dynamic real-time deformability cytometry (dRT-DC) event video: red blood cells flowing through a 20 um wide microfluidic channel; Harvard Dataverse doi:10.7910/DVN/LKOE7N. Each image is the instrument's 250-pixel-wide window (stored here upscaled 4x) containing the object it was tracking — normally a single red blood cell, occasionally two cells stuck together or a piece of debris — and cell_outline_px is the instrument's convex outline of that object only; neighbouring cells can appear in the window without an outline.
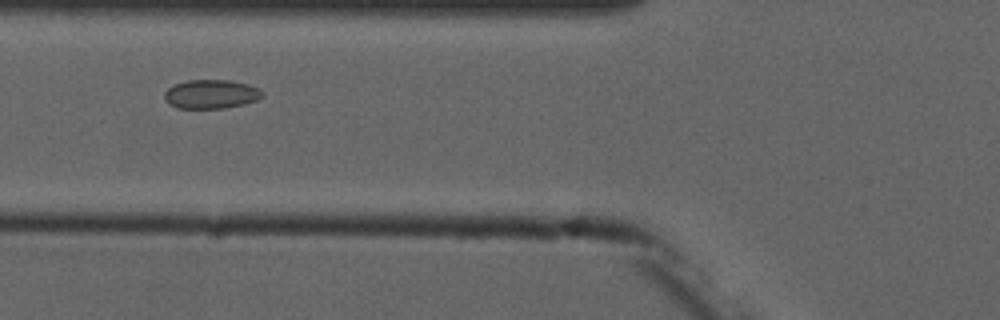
{"species": "common noctule bat (a hibernating species)", "species_latin": "Nyctalus noctula", "temperature_condition": "cold", "stored_images_in_passage": 8, "camera_frame_rate_fps": 3000, "um_per_image_px": 0.085, "animal": {"sex": "male", "forearm_length_mm": 52.5}, "frame": {"image": 1, "passage_image": 4, "time_ms": 3.667, "image_size_px": [1000, 320], "cell_outline_px": [[264, 96], [256, 100], [244, 104], [224, 108], [176, 108], [168, 104], [164, 100], [164, 92], [172, 84], [188, 80], [228, 80], [248, 84], [264, 92]], "centroid_in_image_um": [17.9, 8.0], "position_along_channel_um": 107.9, "area_um2": 16.65}}
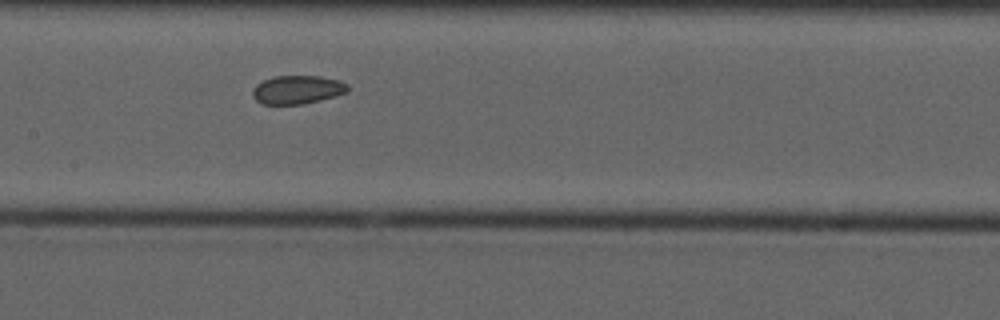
{"frame": {"image": 2, "passage_image": 6, "time_ms": 5.667, "image_size_px": [1000, 320], "cell_outline_px": [[348, 92], [336, 96], [304, 104], [260, 104], [252, 96], [252, 92], [256, 84], [264, 80], [276, 76], [320, 76], [336, 80], [348, 84]], "centroid_in_image_um": [25.27, 7.63], "position_along_channel_um": 182.1, "area_um2": 15.78}}
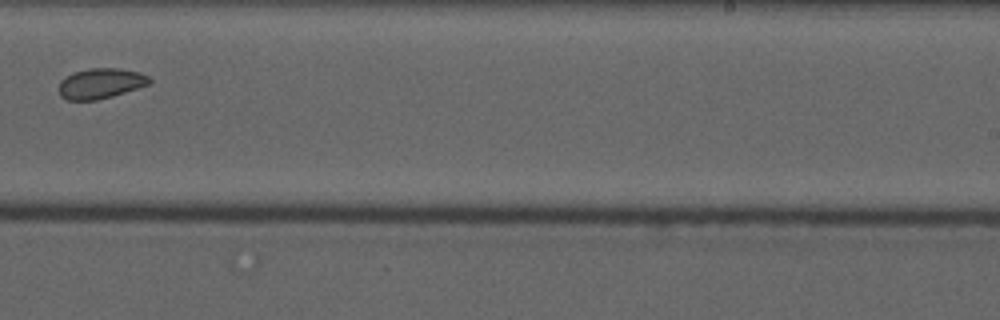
{"frame": {"image": 3, "passage_image": 8, "time_ms": 8.333, "image_size_px": [1000, 320], "cell_outline_px": [[152, 84], [112, 96], [96, 100], [68, 100], [60, 96], [60, 80], [72, 72], [88, 68], [116, 68], [136, 72], [148, 76], [152, 80]], "centroid_in_image_um": [8.56, 7.09], "position_along_channel_um": 280.4, "area_um2": 16.01}}